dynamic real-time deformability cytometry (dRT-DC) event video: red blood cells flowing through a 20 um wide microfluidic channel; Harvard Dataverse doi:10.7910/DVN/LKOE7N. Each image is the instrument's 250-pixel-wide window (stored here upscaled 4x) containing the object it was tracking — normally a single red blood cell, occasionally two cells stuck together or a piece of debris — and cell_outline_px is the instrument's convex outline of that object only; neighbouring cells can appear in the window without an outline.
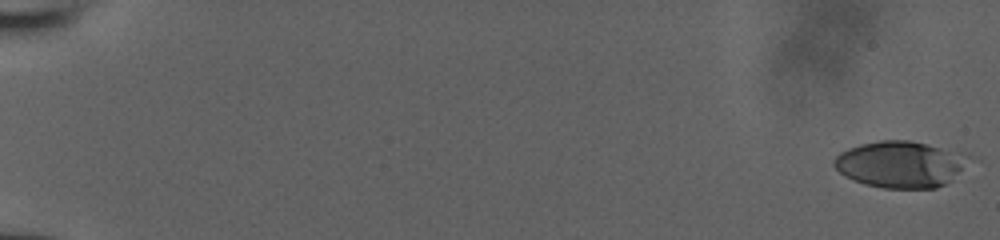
{"species": "human", "species_latin": "Homo sapiens", "temperature_condition": "room temperature", "stored_images_in_passage": 7, "camera_frame_rate_fps": 3000, "um_per_image_px": 0.085, "donor": {"sex": "male"}, "frame": {"image": 1, "passage_image": 1, "time_ms": 0.0, "image_size_px": [1000, 240], "cell_outline_px": [[972, 156], [948, 184], [936, 188], [884, 188], [864, 184], [852, 180], [844, 176], [832, 164], [832, 160], [840, 152], [848, 148], [860, 144], [880, 140], [908, 140], [968, 152]], "centroid_in_image_um": [76.55, 13.95], "position_along_channel_um": 8.4, "area_um2": 36.99}}
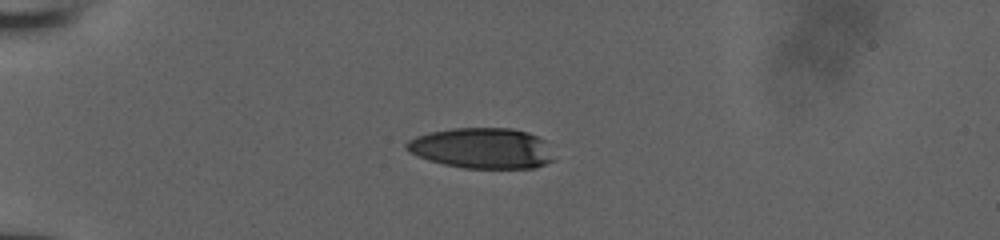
{"frame": {"image": 2, "passage_image": 6, "time_ms": 1.667, "image_size_px": [1000, 240], "cell_outline_px": [[556, 160], [536, 168], [464, 168], [444, 164], [428, 160], [408, 152], [404, 148], [404, 144], [408, 140], [416, 136], [432, 132], [452, 128], [512, 128], [528, 132], [544, 140]], "centroid_in_image_um": [40.97, 12.6], "position_along_channel_um": 44.0, "area_um2": 35.08}}